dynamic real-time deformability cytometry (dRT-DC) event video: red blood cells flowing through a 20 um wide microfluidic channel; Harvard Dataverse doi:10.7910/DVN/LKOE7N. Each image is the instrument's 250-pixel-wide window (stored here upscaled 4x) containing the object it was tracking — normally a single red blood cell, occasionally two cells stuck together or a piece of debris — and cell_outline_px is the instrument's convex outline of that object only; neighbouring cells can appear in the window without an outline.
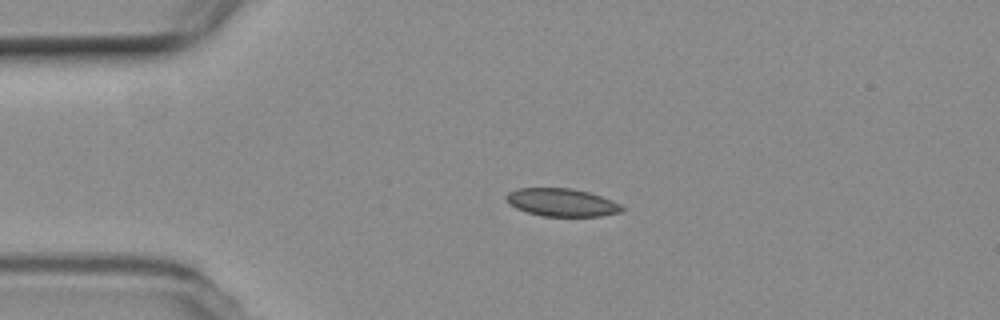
{"species": "common noctule bat (a hibernating species)", "species_latin": "Nyctalus noctula", "temperature_condition": "room temperature", "stored_images_in_passage": 5, "camera_frame_rate_fps": 3000, "um_per_image_px": 0.085, "animal": {"sex": "female", "body_mass_g": 19.3, "forearm_length_mm": 54.1}, "frame": {"image": 1, "passage_image": 4, "time_ms": 1.0, "image_size_px": [1000, 320], "cell_outline_px": [[624, 212], [600, 216], [540, 216], [516, 208], [508, 204], [504, 200], [504, 196], [508, 192], [520, 188], [568, 188], [588, 192], [612, 200], [620, 204], [624, 208]], "centroid_in_image_um": [47.73, 17.21], "position_along_channel_um": 37.3, "area_um2": 18.9}}